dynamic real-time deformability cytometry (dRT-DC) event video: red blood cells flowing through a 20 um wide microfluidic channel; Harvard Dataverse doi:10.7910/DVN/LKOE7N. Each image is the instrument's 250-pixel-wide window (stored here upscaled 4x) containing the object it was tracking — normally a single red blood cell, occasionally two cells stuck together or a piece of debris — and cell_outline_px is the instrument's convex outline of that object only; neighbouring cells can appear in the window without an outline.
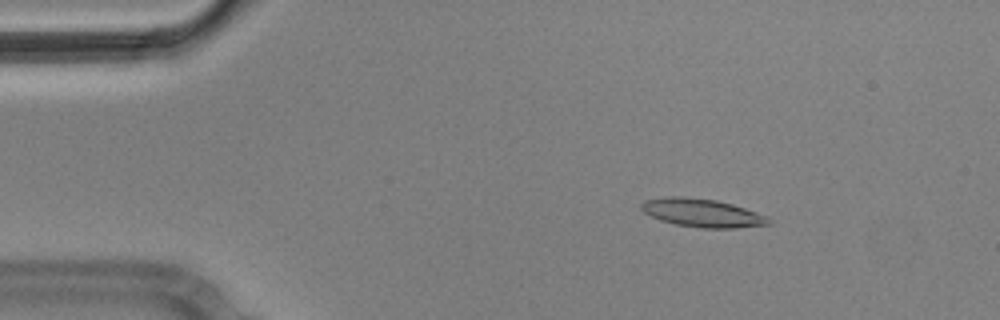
{"species": "Egyptian fruit bat (a non-hibernating species)", "species_latin": "Rousettus aegyptiacus", "temperature_condition": "cold", "stored_images_in_passage": 56, "camera_frame_rate_fps": 3000, "um_per_image_px": 0.085, "animal": {"sex": "male"}, "frame": {"image": 1, "passage_image": 9, "time_ms": 2.667, "image_size_px": [1000, 320], "cell_outline_px": [[772, 224], [736, 228], [704, 228], [676, 224], [660, 220], [644, 212], [640, 208], [640, 204], [644, 200], [672, 196], [676, 196], [716, 200], [732, 204], [768, 216], [772, 220]], "centroid_in_image_um": [59.72, 18.1], "position_along_channel_um": 25.3, "area_um2": 20.87}}
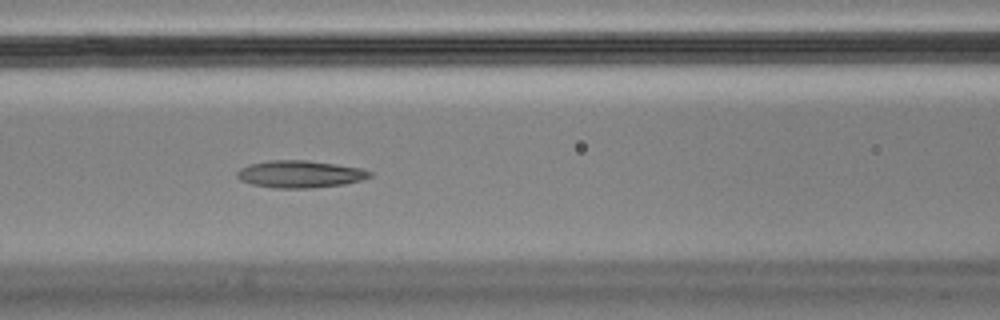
{"frame": {"image": 2, "passage_image": 24, "time_ms": 7.667, "image_size_px": [1000, 320], "cell_outline_px": [[372, 176], [360, 180], [344, 184], [312, 188], [276, 188], [252, 184], [240, 180], [236, 176], [236, 172], [240, 168], [248, 164], [268, 160], [308, 160], [336, 164], [360, 168], [372, 172]], "centroid_in_image_um": [25.47, 14.79], "position_along_channel_um": 141.1, "area_um2": 21.1}}
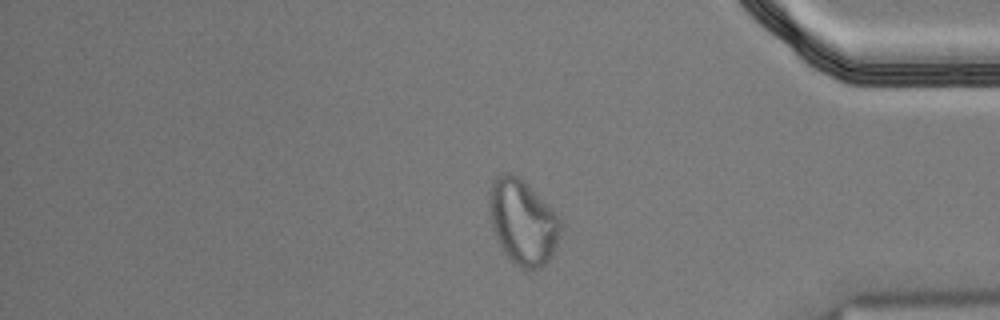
{"frame": {"image": 3, "passage_image": 47, "time_ms": 15.333, "image_size_px": [1000, 320], "cell_outline_px": [[560, 232], [552, 256], [540, 268], [520, 268], [504, 252], [496, 240], [492, 228], [488, 208], [488, 192], [492, 180], [500, 172], [512, 172], [524, 180], [556, 216], [560, 224]], "centroid_in_image_um": [44.35, 18.83], "position_along_channel_um": 390.8, "area_um2": 35.03}, "authors_computed_cell_mechanics": {"area_um2": 20.8658, "velocity_mm_per_s": 3.5497, "shape_relaxation_time_tau1_ms": null, "shape_relaxation_time_tau2_ms": 2.566, "deformation_change_tau1": null, "deformation_change_tau2": 0.0793}}